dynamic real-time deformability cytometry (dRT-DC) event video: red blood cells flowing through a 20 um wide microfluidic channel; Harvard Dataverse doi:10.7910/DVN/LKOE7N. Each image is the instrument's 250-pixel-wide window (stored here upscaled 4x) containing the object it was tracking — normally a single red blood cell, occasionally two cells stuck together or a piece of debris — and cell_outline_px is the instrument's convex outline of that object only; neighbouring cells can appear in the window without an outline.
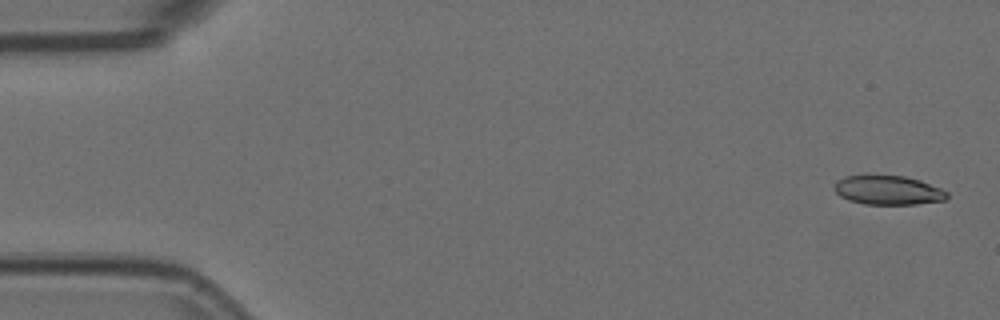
{"species": "Egyptian fruit bat (a non-hibernating species)", "species_latin": "Rousettus aegyptiacus", "temperature_condition": "room temperature", "stored_images_in_passage": 2, "camera_frame_rate_fps": 3000, "um_per_image_px": 0.085, "animal": {"sex": "female"}, "frame": {"image": 1, "passage_image": 1, "time_ms": 0.0, "image_size_px": [1000, 320], "cell_outline_px": [[948, 196], [944, 200], [916, 204], [864, 204], [848, 200], [840, 196], [832, 188], [844, 176], [904, 176], [920, 180], [940, 188], [948, 192]], "centroid_in_image_um": [75.49, 16.18], "position_along_channel_um": 9.5, "area_um2": 18.9}}